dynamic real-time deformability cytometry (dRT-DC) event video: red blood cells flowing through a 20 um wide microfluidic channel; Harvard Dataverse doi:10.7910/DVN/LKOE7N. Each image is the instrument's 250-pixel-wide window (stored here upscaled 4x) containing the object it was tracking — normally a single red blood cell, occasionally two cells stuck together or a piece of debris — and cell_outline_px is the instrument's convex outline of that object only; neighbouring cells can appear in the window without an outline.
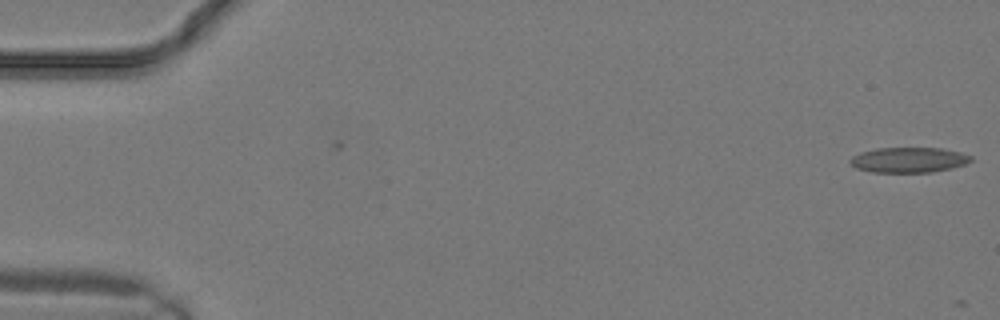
{"species": "common noctule bat (a hibernating species)", "species_latin": "Nyctalus noctula", "temperature_condition": "warm", "stored_images_in_passage": 2, "camera_frame_rate_fps": 3000, "um_per_image_px": 0.085, "animal": {"sex": "male", "body_mass_g": 19.2, "forearm_length_mm": 51.8}, "frame": {"image": 1, "passage_image": 1, "time_ms": 0.0, "image_size_px": [1000, 320], "cell_outline_px": [[972, 160], [964, 164], [952, 168], [932, 172], [872, 172], [856, 168], [848, 160], [852, 156], [860, 152], [876, 148], [940, 148], [960, 152], [972, 156]], "centroid_in_image_um": [77.22, 13.59], "position_along_channel_um": 7.8, "area_um2": 17.74}}